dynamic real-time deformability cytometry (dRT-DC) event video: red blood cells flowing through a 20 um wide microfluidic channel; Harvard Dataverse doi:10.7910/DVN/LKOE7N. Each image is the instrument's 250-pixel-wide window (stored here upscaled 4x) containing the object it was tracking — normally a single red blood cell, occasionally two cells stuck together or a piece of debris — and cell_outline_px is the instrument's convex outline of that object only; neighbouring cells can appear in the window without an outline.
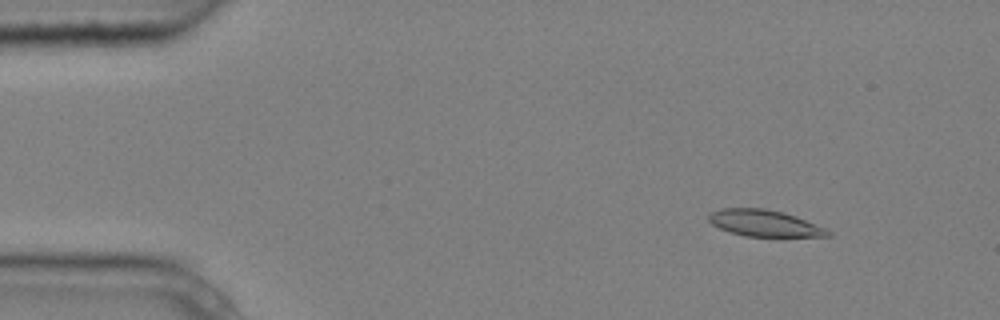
{"species": "common noctule bat (a hibernating species)", "species_latin": "Nyctalus noctula", "temperature_condition": "cold", "stored_images_in_passage": 5, "camera_frame_rate_fps": 3000, "um_per_image_px": 0.085, "animal": {"sex": "male", "body_mass_g": 20.4}, "frame": {"image": 1, "passage_image": 2, "time_ms": 0.333, "image_size_px": [1000, 320], "cell_outline_px": [[832, 236], [744, 236], [720, 228], [712, 224], [708, 220], [708, 212], [720, 208], [764, 208], [784, 212], [796, 216], [824, 228], [832, 232]], "centroid_in_image_um": [64.94, 18.95], "position_along_channel_um": 20.1, "area_um2": 18.32}}
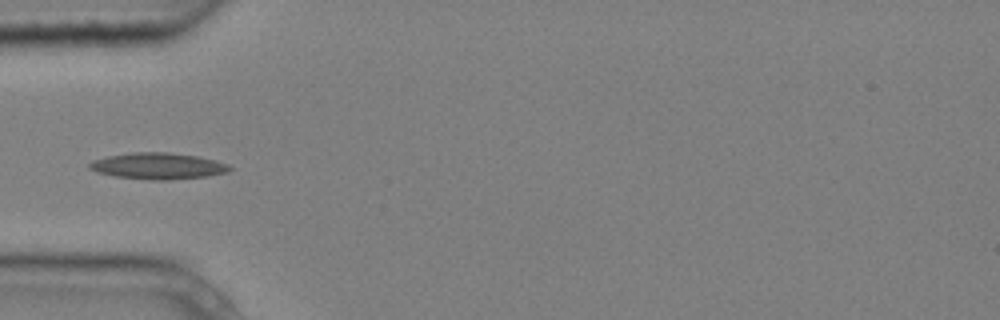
{"frame": {"image": 2, "passage_image": 5, "time_ms": 1.333, "image_size_px": [1000, 320], "cell_outline_px": [[232, 168], [228, 172], [208, 176], [168, 180], [152, 180], [116, 176], [96, 172], [88, 168], [88, 164], [92, 160], [108, 156], [132, 152], [168, 152], [196, 156], [216, 160], [228, 164]], "centroid_in_image_um": [13.43, 14.11], "position_along_channel_um": 71.6, "area_um2": 21.56}}